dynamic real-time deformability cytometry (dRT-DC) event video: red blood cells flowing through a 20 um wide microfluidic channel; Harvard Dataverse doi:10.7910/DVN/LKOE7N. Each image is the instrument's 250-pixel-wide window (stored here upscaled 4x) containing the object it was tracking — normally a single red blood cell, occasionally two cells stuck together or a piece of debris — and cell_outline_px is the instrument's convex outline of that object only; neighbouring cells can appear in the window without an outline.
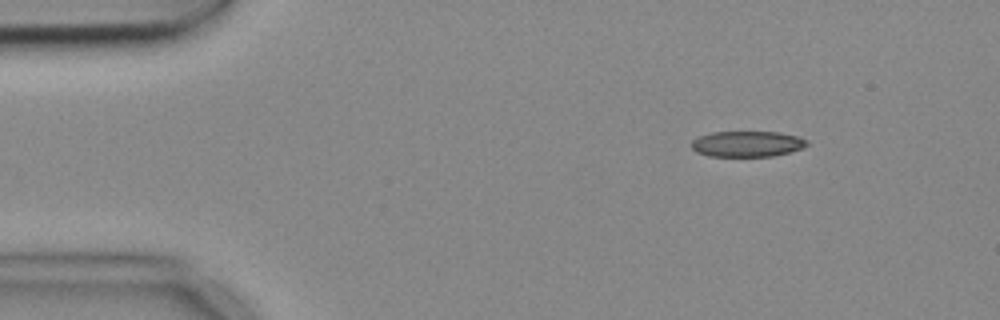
{"species": "common noctule bat (a hibernating species)", "species_latin": "Nyctalus noctula", "temperature_condition": "cold", "stored_images_in_passage": 4, "camera_frame_rate_fps": 3000, "um_per_image_px": 0.085, "animal": {"sex": "female", "body_mass_g": 18.4}, "frame": {"image": 1, "passage_image": 1, "time_ms": 0.0, "image_size_px": [1000, 320], "cell_outline_px": [[808, 144], [804, 148], [772, 156], [708, 156], [696, 152], [692, 148], [692, 140], [700, 136], [712, 132], [780, 132], [800, 136], [808, 140]], "centroid_in_image_um": [63.54, 12.23], "position_along_channel_um": 21.5, "area_um2": 17.4}}
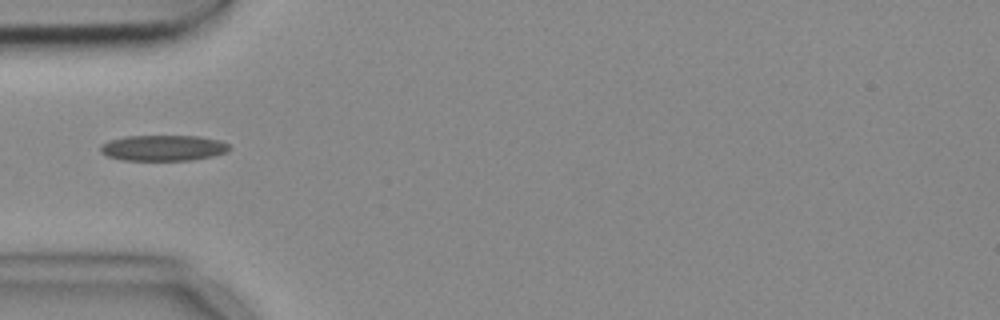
{"frame": {"image": 2, "passage_image": 4, "time_ms": 1.0, "image_size_px": [1000, 320], "cell_outline_px": [[232, 148], [228, 152], [212, 156], [192, 160], [120, 160], [108, 156], [100, 152], [100, 144], [108, 140], [124, 136], [200, 136], [220, 140], [228, 144]], "centroid_in_image_um": [13.87, 12.57], "position_along_channel_um": 71.1, "area_um2": 19.59}}